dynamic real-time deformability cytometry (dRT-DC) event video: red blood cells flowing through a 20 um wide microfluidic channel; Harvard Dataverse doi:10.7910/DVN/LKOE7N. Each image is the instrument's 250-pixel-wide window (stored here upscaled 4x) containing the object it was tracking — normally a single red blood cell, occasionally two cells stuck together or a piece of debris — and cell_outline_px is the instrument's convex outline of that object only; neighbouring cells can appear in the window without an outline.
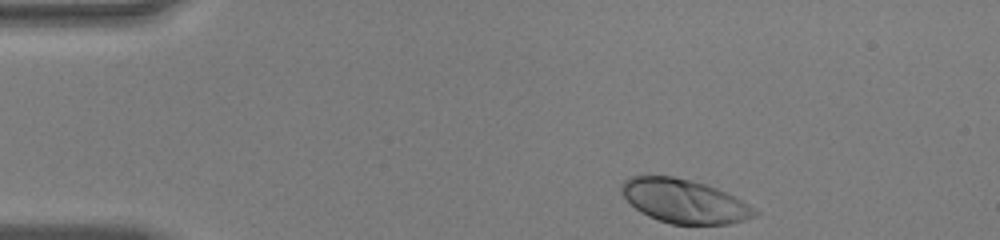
{"species": "human", "species_latin": "Homo sapiens", "temperature_condition": "warm", "stored_images_in_passage": 36, "camera_frame_rate_fps": 3000, "um_per_image_px": 0.085, "donor": {"sex": "male"}, "frame": {"image": 1, "passage_image": 1, "time_ms": 0.0, "image_size_px": [1000, 240], "cell_outline_px": [[736, 220], [724, 224], [672, 224], [660, 220], [636, 208], [624, 196], [624, 184], [628, 180], [640, 176], [668, 176], [700, 184], [712, 188], [728, 196]], "centroid_in_image_um": [57.69, 17.07], "position_along_channel_um": 27.3, "area_um2": 29.02}}
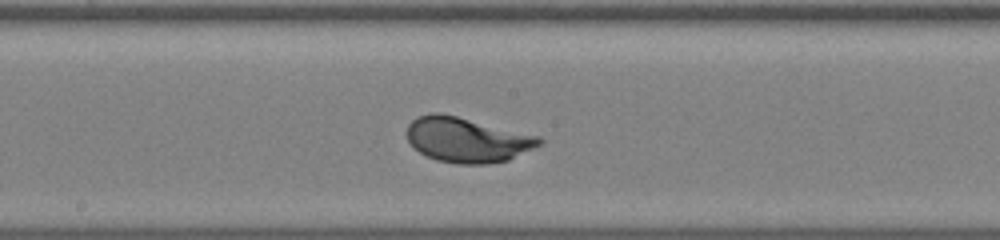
{"frame": {"image": 2, "passage_image": 20, "time_ms": 6.333, "image_size_px": [1000, 240], "cell_outline_px": [[540, 144], [508, 160], [480, 164], [468, 164], [440, 160], [428, 156], [420, 152], [408, 140], [408, 124], [412, 120], [420, 116], [456, 116], [540, 140]], "centroid_in_image_um": [39.59, 11.93], "position_along_channel_um": 208.6, "area_um2": 31.96}}
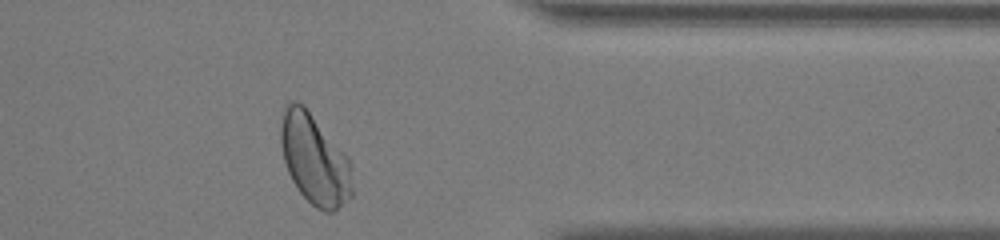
{"frame": {"image": 3, "passage_image": 34, "time_ms": 11.0, "image_size_px": [1000, 240], "cell_outline_px": [[352, 196], [332, 212], [328, 212], [312, 204], [300, 192], [292, 180], [288, 172], [284, 160], [284, 112], [292, 104], [300, 104], [308, 112], [348, 164], [352, 192]], "centroid_in_image_um": [26.74, 13.72], "position_along_channel_um": 384.7, "area_um2": 33.93}, "authors_computed_cell_mechanics": {"area_um2": 31.4721, "velocity_mm_per_s": 4.0348, "shape_relaxation_time_tau1_ms": 2.0273, "shape_relaxation_time_tau2_ms": null, "deformation_change_tau1": 0.1543, "deformation_change_tau2": null}}